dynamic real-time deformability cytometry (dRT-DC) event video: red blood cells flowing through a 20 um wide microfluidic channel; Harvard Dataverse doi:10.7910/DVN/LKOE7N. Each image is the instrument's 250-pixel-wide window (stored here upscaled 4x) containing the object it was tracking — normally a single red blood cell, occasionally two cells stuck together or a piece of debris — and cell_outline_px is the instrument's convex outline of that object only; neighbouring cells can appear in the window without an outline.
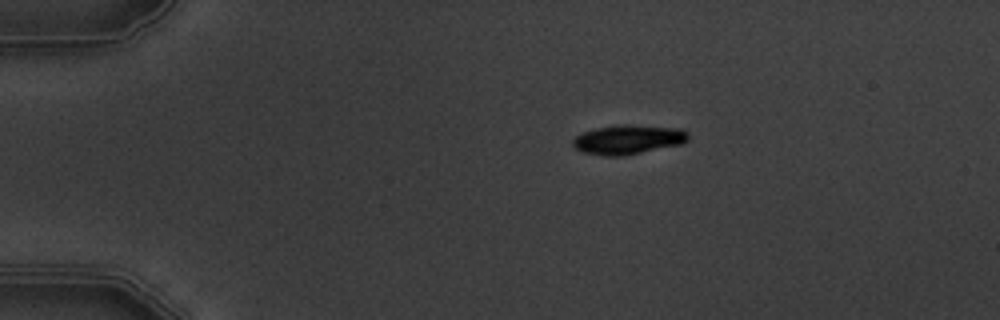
{"species": "common noctule bat (a hibernating species)", "species_latin": "Nyctalus noctula", "temperature_condition": "warm", "stored_images_in_passage": 9, "camera_frame_rate_fps": 3000, "um_per_image_px": 0.085, "animal": {"sex": "male", "body_mass_g": 19.5, "forearm_length_mm": 54.6}, "frame": {"image": 1, "passage_image": 2, "time_ms": 1.333, "image_size_px": [1000, 320], "cell_outline_px": [[688, 140], [680, 144], [624, 156], [604, 156], [584, 152], [576, 148], [572, 144], [572, 140], [576, 136], [584, 132], [596, 128], [624, 124], [680, 128], [688, 132]], "centroid_in_image_um": [53.39, 11.86], "position_along_channel_um": 31.6, "area_um2": 19.59}}
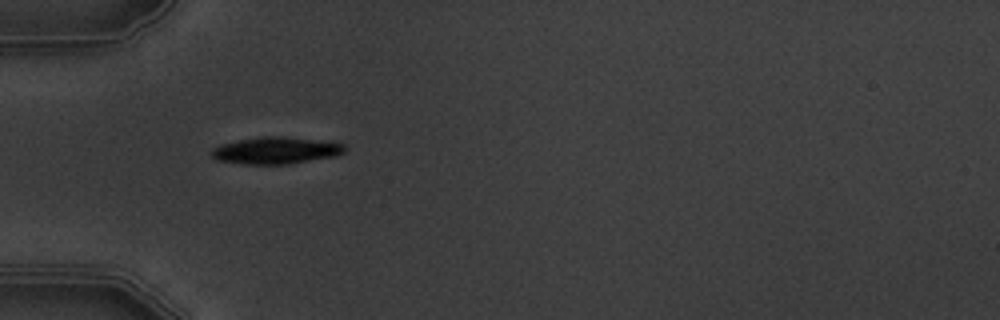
{"frame": {"image": 2, "passage_image": 4, "time_ms": 3.667, "image_size_px": [1000, 320], "cell_outline_px": [[344, 152], [336, 156], [288, 164], [240, 164], [216, 160], [212, 156], [212, 148], [220, 144], [240, 140], [264, 136], [280, 136], [344, 144]], "centroid_in_image_um": [23.39, 12.8], "position_along_channel_um": 61.6, "area_um2": 20.58}}